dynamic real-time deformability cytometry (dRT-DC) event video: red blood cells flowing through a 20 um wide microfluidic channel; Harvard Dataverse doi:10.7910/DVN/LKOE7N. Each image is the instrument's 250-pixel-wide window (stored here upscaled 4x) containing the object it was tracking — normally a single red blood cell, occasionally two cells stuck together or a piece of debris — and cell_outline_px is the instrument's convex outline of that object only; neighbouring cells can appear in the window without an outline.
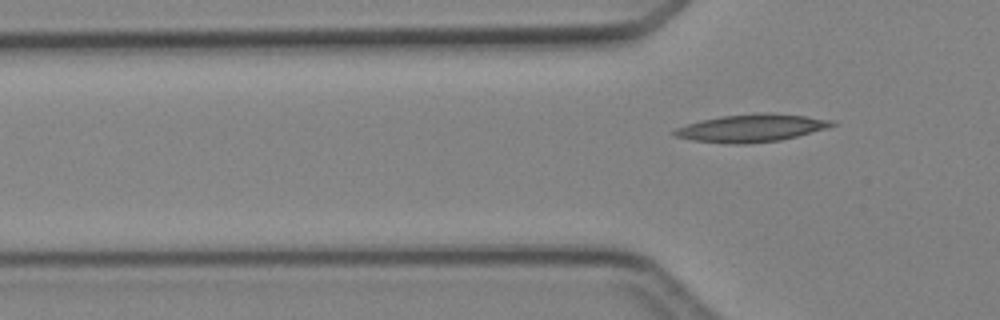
{"species": "Egyptian fruit bat (a non-hibernating species)", "species_latin": "Rousettus aegyptiacus", "temperature_condition": "cold", "stored_images_in_passage": 3, "camera_frame_rate_fps": 3000, "um_per_image_px": 0.085, "animal": {"sex": "female"}, "frame": {"image": 1, "passage_image": 3, "time_ms": 3.333, "image_size_px": [1000, 320], "cell_outline_px": [[836, 124], [824, 128], [796, 136], [780, 140], [744, 144], [732, 144], [692, 140], [672, 136], [672, 132], [676, 128], [700, 120], [720, 116], [760, 112], [768, 112], [804, 116], [832, 120]], "centroid_in_image_um": [63.79, 10.88], "position_along_channel_um": 62.0, "area_um2": 25.2}}